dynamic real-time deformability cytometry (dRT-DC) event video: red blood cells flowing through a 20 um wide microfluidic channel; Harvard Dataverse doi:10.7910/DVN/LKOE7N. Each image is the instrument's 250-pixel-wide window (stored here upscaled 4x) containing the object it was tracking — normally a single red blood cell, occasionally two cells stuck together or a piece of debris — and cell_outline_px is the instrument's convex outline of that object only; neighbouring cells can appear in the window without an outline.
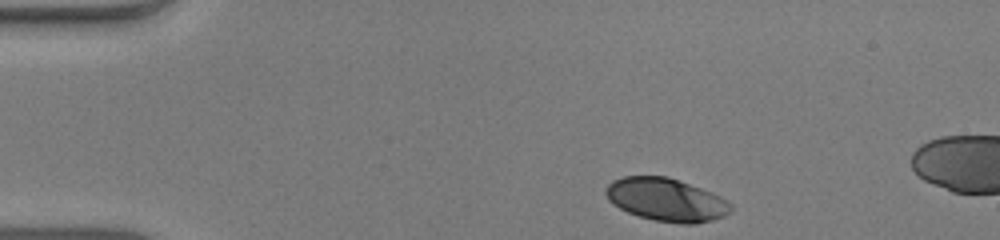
{"species": "human", "species_latin": "Homo sapiens", "temperature_condition": "warm", "stored_images_in_passage": 9, "camera_frame_rate_fps": 3000, "um_per_image_px": 0.085, "donor": {"sex": "male"}, "frame": {"image": 1, "passage_image": 1, "time_ms": 0.0, "image_size_px": [1000, 240], "cell_outline_px": [[732, 212], [724, 216], [712, 220], [696, 224], [680, 224], [656, 220], [640, 216], [628, 212], [612, 204], [608, 200], [604, 192], [604, 188], [612, 180], [624, 176], [668, 176], [712, 192], [728, 200], [732, 204]], "centroid_in_image_um": [56.64, 16.97], "position_along_channel_um": 28.4, "area_um2": 31.62}}